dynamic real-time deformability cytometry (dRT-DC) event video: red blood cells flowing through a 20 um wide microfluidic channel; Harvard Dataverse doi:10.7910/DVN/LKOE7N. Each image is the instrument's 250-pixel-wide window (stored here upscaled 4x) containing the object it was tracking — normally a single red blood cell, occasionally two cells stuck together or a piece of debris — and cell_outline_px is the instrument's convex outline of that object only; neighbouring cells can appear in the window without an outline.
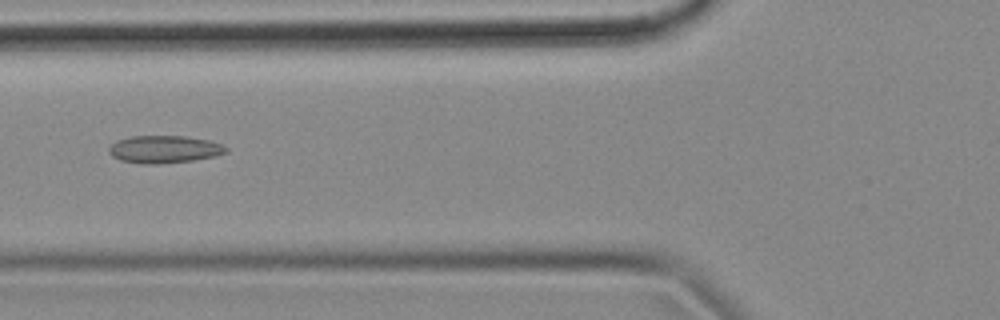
{"species": "common noctule bat (a hibernating species)", "species_latin": "Nyctalus noctula", "temperature_condition": "cold", "stored_images_in_passage": 54, "camera_frame_rate_fps": 3000, "um_per_image_px": 0.085, "animal": {"sex": "female", "body_mass_g": 18.4}, "frame": {"image": 1, "passage_image": 20, "time_ms": 6.333, "image_size_px": [1000, 320], "cell_outline_px": [[228, 152], [212, 156], [192, 160], [156, 164], [144, 164], [120, 160], [112, 156], [108, 152], [108, 148], [116, 140], [132, 136], [184, 136], [208, 140], [220, 144], [228, 148]], "centroid_in_image_um": [13.92, 12.68], "position_along_channel_um": 111.9, "area_um2": 18.61}}
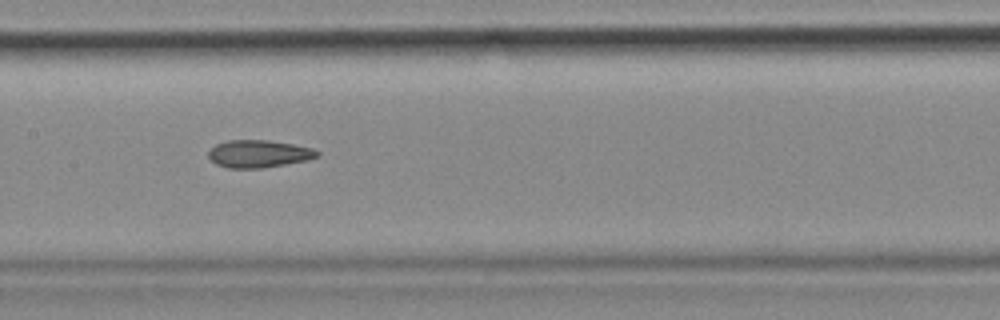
{"frame": {"image": 2, "passage_image": 26, "time_ms": 8.333, "image_size_px": [1000, 320], "cell_outline_px": [[320, 156], [308, 160], [264, 168], [228, 168], [216, 164], [208, 156], [208, 152], [216, 144], [228, 140], [268, 140], [292, 144], [312, 148], [320, 152]], "centroid_in_image_um": [22.01, 13.07], "position_along_channel_um": 185.4, "area_um2": 17.46}}
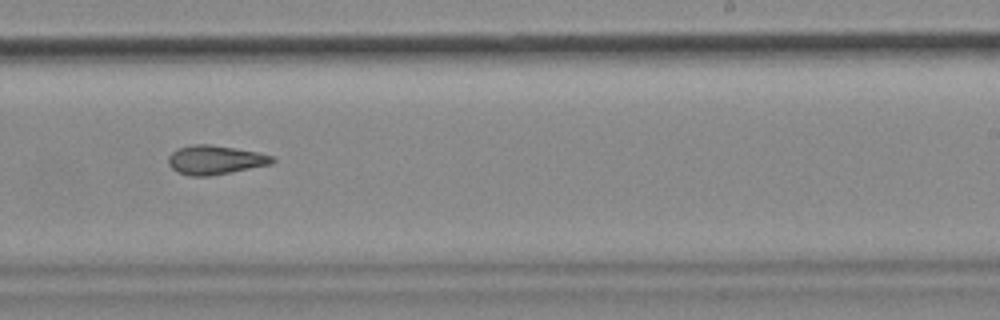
{"frame": {"image": 3, "passage_image": 33, "time_ms": 10.667, "image_size_px": [1000, 320], "cell_outline_px": [[276, 160], [272, 164], [212, 176], [188, 176], [176, 172], [168, 164], [168, 156], [172, 152], [180, 148], [192, 144], [208, 144], [256, 152], [276, 156]], "centroid_in_image_um": [18.29, 13.61], "position_along_channel_um": 270.7, "area_um2": 17.69}, "authors_computed_cell_mechanics": {"area_um2": 18.0336, "velocity_mm_per_s": 3.6742, "shape_relaxation_time_tau1_ms": null, "shape_relaxation_time_tau2_ms": 2.6524, "deformation_change_tau1": null, "deformation_change_tau2": 0.1018}}